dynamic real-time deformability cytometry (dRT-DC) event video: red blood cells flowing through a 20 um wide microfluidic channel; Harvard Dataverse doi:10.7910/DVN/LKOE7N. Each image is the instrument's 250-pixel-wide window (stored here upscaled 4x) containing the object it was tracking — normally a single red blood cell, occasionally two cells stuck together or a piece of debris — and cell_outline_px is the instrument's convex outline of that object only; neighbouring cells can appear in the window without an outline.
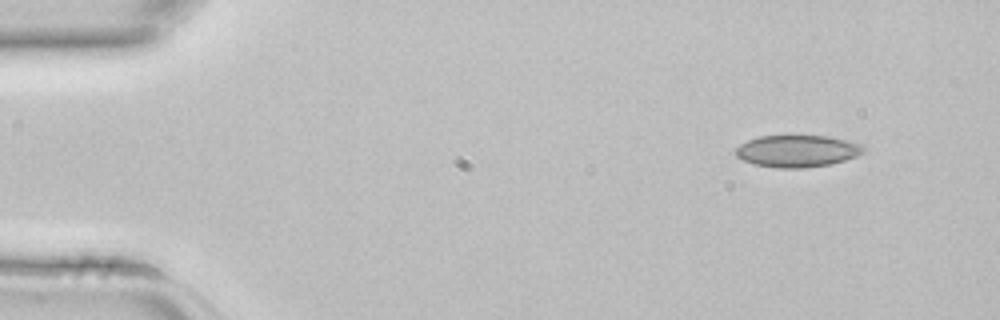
{"species": "common noctule bat (a hibernating species)", "species_latin": "Nyctalus noctula", "temperature_condition": "room temperature", "stored_images_in_passage": 3, "camera_frame_rate_fps": 3000, "um_per_image_px": 0.085, "animal": {"sex": "female", "body_mass_g": 22.7, "forearm_length_mm": 54.2}, "frame": {"image": 1, "passage_image": 1, "time_ms": 0.0, "image_size_px": [1000, 320], "cell_outline_px": [[864, 152], [856, 156], [844, 160], [828, 164], [804, 168], [776, 168], [752, 164], [736, 156], [736, 148], [740, 144], [748, 140], [760, 136], [828, 136], [860, 144], [864, 148]], "centroid_in_image_um": [67.73, 12.84], "position_along_channel_um": 17.3, "area_um2": 23.58}}
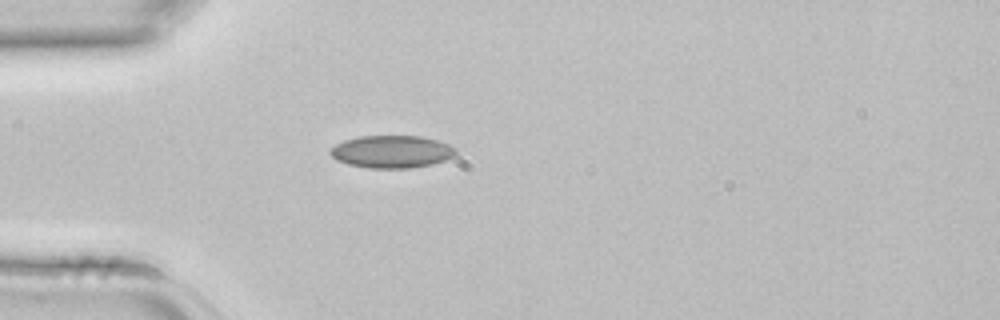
{"frame": {"image": 2, "passage_image": 3, "time_ms": 0.667, "image_size_px": [1000, 320], "cell_outline_px": [[456, 156], [432, 164], [412, 168], [368, 168], [348, 164], [336, 160], [328, 152], [336, 144], [344, 140], [360, 136], [420, 136], [436, 140], [448, 144], [456, 148]], "centroid_in_image_um": [33.3, 12.89], "position_along_channel_um": 51.7, "area_um2": 23.81}}